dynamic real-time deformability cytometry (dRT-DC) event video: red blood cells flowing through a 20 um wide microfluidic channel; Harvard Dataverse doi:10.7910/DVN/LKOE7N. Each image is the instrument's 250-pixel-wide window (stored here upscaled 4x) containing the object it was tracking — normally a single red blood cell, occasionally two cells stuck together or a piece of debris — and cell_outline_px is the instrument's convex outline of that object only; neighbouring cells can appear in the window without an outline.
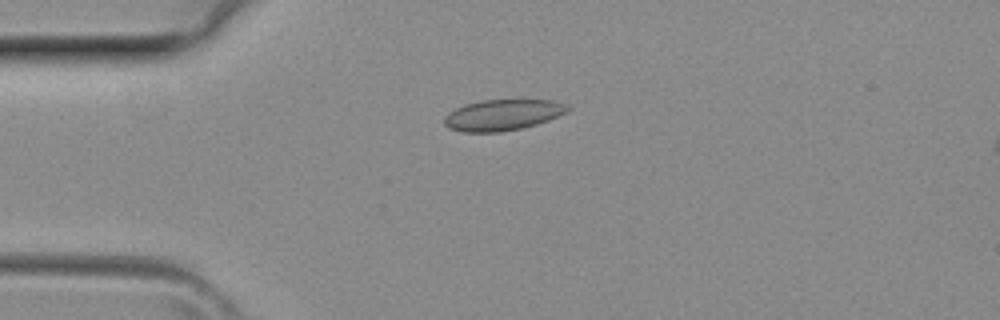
{"species": "common noctule bat (a hibernating species)", "species_latin": "Nyctalus noctula", "temperature_condition": "room temperature", "stored_images_in_passage": 38, "camera_frame_rate_fps": 3000, "um_per_image_px": 0.085, "animal": {"sex": "female", "body_mass_g": 29.2, "forearm_length_mm": 56.3}, "frame": {"image": 1, "passage_image": 8, "time_ms": 2.333, "image_size_px": [1000, 320], "cell_outline_px": [[568, 112], [548, 120], [536, 124], [520, 128], [500, 132], [464, 132], [448, 128], [444, 124], [444, 116], [448, 112], [456, 108], [468, 104], [484, 100], [552, 100], [564, 104], [568, 108]], "centroid_in_image_um": [42.69, 9.78], "position_along_channel_um": 42.3, "area_um2": 22.02}}
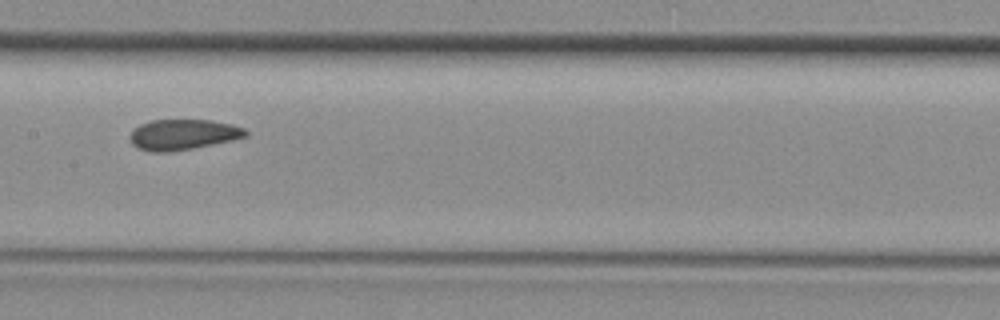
{"frame": {"image": 2, "passage_image": 18, "time_ms": 5.667, "image_size_px": [1000, 320], "cell_outline_px": [[248, 136], [232, 140], [172, 152], [152, 152], [136, 148], [132, 144], [132, 132], [140, 124], [152, 120], [212, 120], [232, 124], [244, 128], [248, 132]], "centroid_in_image_um": [15.58, 11.44], "position_along_channel_um": 191.8, "area_um2": 20.46}}
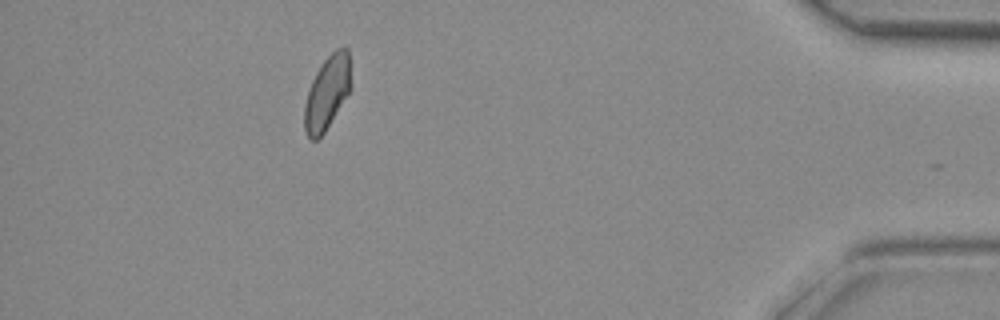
{"frame": {"image": 3, "passage_image": 34, "time_ms": 11.0, "image_size_px": [1000, 320], "cell_outline_px": [[352, 88], [324, 132], [316, 140], [312, 140], [308, 136], [304, 128], [304, 104], [308, 88], [320, 64], [336, 48], [344, 44], [348, 48]], "centroid_in_image_um": [27.82, 7.82], "position_along_channel_um": 407.4, "area_um2": 20.17}}